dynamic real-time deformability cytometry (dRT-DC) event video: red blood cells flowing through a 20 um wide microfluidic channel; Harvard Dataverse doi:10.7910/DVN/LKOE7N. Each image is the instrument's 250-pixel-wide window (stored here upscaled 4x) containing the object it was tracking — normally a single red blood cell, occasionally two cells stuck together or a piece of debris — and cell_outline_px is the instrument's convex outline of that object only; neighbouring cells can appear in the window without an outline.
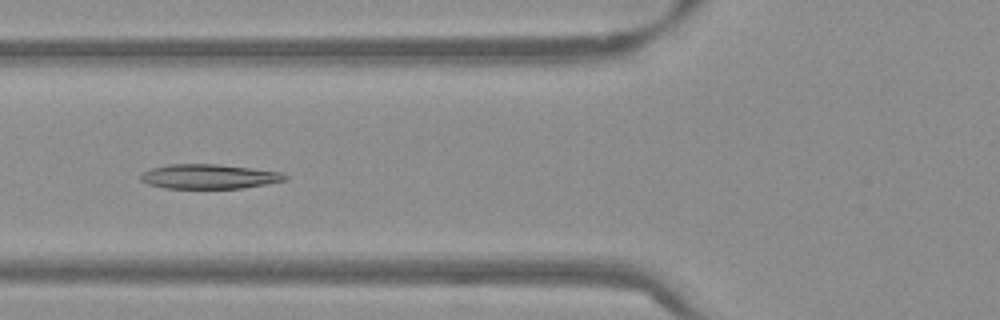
{"species": "Egyptian fruit bat (a non-hibernating species)", "species_latin": "Rousettus aegyptiacus", "temperature_condition": "warm", "stored_images_in_passage": 54, "camera_frame_rate_fps": 3000, "um_per_image_px": 0.085, "frame": {"image": 1, "passage_image": 21, "time_ms": 6.667, "image_size_px": [1000, 320], "cell_outline_px": [[288, 180], [240, 188], [164, 188], [148, 184], [140, 180], [140, 176], [144, 172], [152, 168], [168, 164], [216, 164], [252, 168], [284, 172], [288, 176]], "centroid_in_image_um": [17.79, 15.0], "position_along_channel_um": 108.0, "area_um2": 20.63}}
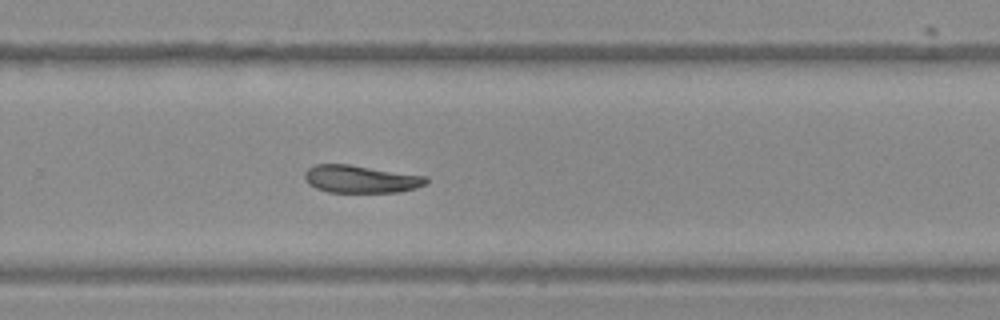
{"frame": {"image": 2, "passage_image": 36, "time_ms": 11.667, "image_size_px": [1000, 320], "cell_outline_px": [[428, 184], [416, 188], [400, 192], [328, 192], [316, 188], [308, 184], [304, 176], [304, 172], [308, 168], [316, 164], [348, 164], [428, 176]], "centroid_in_image_um": [30.69, 15.22], "position_along_channel_um": 299.1, "area_um2": 19.71}}
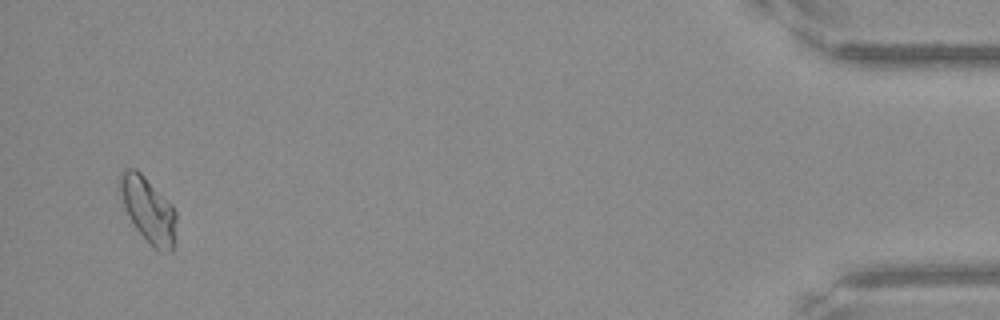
{"frame": {"image": 3, "passage_image": 52, "time_ms": 17.0, "image_size_px": [1000, 320], "cell_outline_px": [[176, 220], [172, 252], [160, 252], [152, 248], [148, 244], [136, 228], [124, 204], [120, 192], [120, 172], [124, 168], [136, 168], [172, 204], [176, 212]], "centroid_in_image_um": [12.62, 17.85], "position_along_channel_um": 422.6, "area_um2": 21.27}, "authors_computed_cell_mechanics": {"area_um2": 20.6346, "velocity_mm_per_s": 3.8202, "shape_relaxation_time_tau1_ms": 7.0993, "shape_relaxation_time_tau2_ms": 6.6349, "deformation_change_tau1": 0.1714, "deformation_change_tau2": 0.1156}}